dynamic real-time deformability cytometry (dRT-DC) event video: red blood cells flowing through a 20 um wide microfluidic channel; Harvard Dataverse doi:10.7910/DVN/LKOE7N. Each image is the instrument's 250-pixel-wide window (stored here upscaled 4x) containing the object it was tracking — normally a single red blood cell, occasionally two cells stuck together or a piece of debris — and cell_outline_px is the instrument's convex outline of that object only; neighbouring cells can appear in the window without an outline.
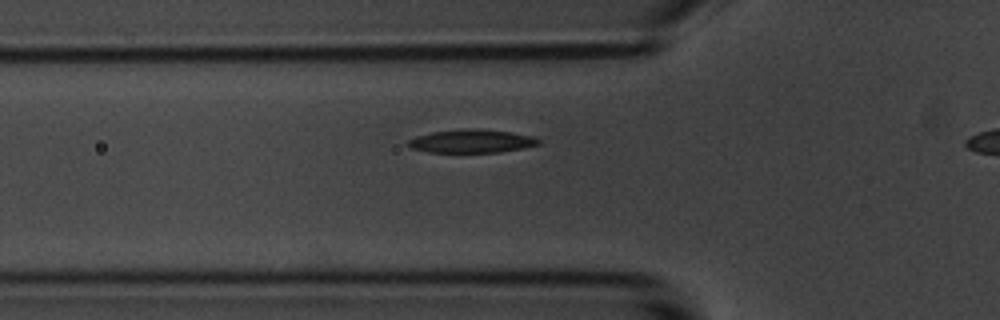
{"species": "common noctule bat (a hibernating species)", "species_latin": "Nyctalus noctula", "temperature_condition": "room temperature", "stored_images_in_passage": 7, "camera_frame_rate_fps": 3000, "um_per_image_px": 0.085, "animal": {"sex": "male", "body_mass_g": 20.1, "forearm_length_mm": 53.5}, "frame": {"image": 1, "passage_image": 5, "time_ms": 1.333, "image_size_px": [1000, 320], "cell_outline_px": [[540, 144], [524, 148], [500, 152], [428, 152], [412, 148], [408, 144], [408, 140], [416, 136], [432, 132], [464, 128], [476, 128], [508, 132], [532, 136], [540, 140]], "centroid_in_image_um": [40.09, 11.99], "position_along_channel_um": 85.7, "area_um2": 17.63}}